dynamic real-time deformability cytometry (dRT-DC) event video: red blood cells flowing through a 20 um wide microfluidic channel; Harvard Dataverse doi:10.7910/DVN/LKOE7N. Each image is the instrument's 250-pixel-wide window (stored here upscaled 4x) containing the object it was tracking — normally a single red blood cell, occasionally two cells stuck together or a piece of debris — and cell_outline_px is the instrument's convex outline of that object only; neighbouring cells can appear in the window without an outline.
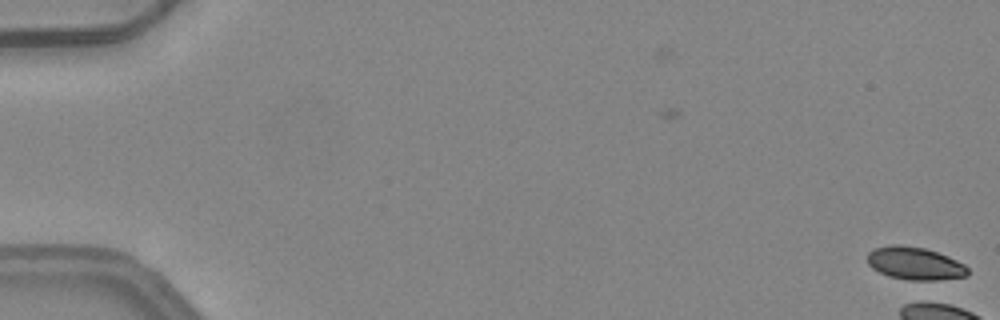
{"species": "common noctule bat (a hibernating species)", "species_latin": "Nyctalus noctula", "temperature_condition": "warm", "stored_images_in_passage": 2, "camera_frame_rate_fps": 3000, "um_per_image_px": 0.085, "animal": {"sex": "female", "body_mass_g": 24.6, "forearm_length_mm": 56.2}, "frame": {"image": 1, "passage_image": 2, "time_ms": 0.333, "image_size_px": [1000, 320], "cell_outline_px": [[968, 276], [924, 284], [888, 276], [872, 268], [868, 264], [868, 252], [872, 248], [888, 244], [900, 244], [924, 248], [948, 256], [964, 264], [968, 268]], "centroid_in_image_um": [77.78, 22.43], "position_along_channel_um": 7.2, "area_um2": 20.06}}